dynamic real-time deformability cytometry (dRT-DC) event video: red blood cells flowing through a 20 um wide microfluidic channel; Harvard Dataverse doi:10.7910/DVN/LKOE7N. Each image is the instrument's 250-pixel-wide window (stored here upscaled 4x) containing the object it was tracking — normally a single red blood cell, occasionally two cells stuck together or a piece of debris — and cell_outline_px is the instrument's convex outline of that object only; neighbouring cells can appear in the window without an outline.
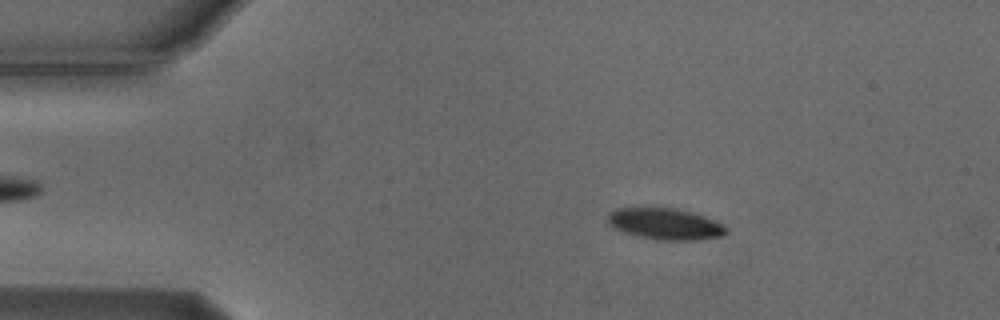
{"species": "Egyptian fruit bat (a non-hibernating species)", "species_latin": "Rousettus aegyptiacus", "temperature_condition": "cold", "stored_images_in_passage": 54, "camera_frame_rate_fps": 3000, "um_per_image_px": 0.085, "animal": {"sex": "male"}, "frame": {"image": 1, "passage_image": 9, "time_ms": 2.667, "image_size_px": [1000, 320], "cell_outline_px": [[728, 232], [720, 236], [696, 240], [664, 240], [640, 236], [624, 232], [612, 228], [608, 224], [608, 216], [616, 208], [676, 208], [692, 212], [704, 216], [728, 228]], "centroid_in_image_um": [56.53, 19.03], "position_along_channel_um": 28.5, "area_um2": 21.33}}
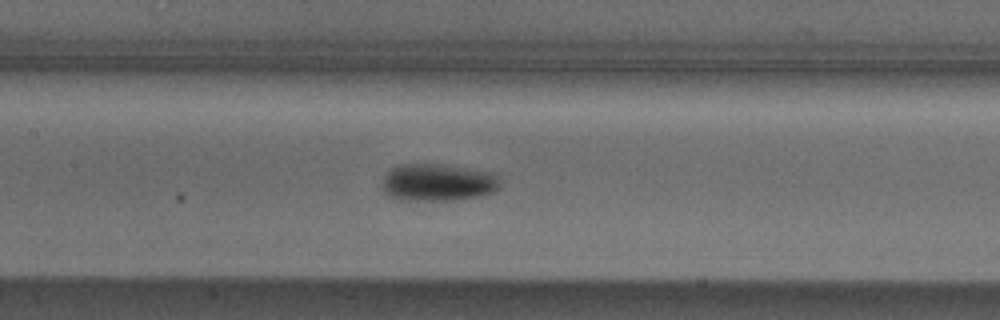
{"frame": {"image": 2, "passage_image": 25, "time_ms": 8.0, "image_size_px": [1000, 320], "cell_outline_px": [[500, 184], [492, 192], [480, 196], [448, 200], [400, 200], [384, 192], [384, 176], [392, 168], [400, 164], [440, 164], [496, 172], [500, 176]], "centroid_in_image_um": [37.26, 15.49], "position_along_channel_um": 170.1, "area_um2": 25.55}}
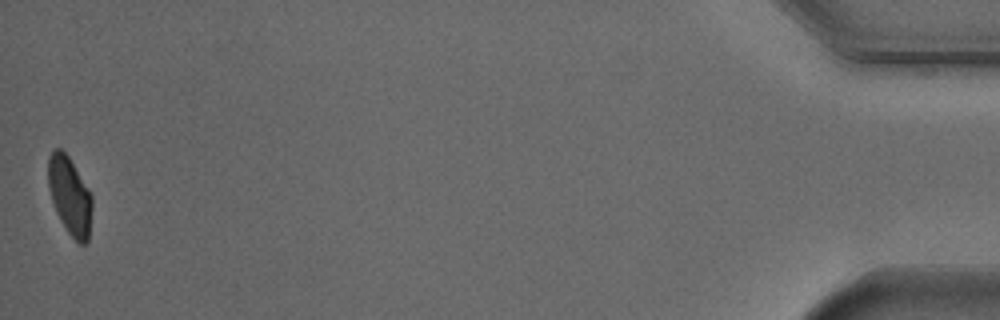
{"frame": {"image": 3, "passage_image": 54, "time_ms": 17.667, "image_size_px": [1000, 320], "cell_outline_px": [[92, 208], [88, 240], [84, 244], [80, 244], [68, 232], [60, 220], [56, 212], [48, 188], [48, 156], [52, 148], [60, 148], [68, 156], [88, 188], [92, 196]], "centroid_in_image_um": [5.92, 16.61], "position_along_channel_um": 429.3, "area_um2": 19.88}, "authors_computed_cell_mechanics": {"area_um2": 22.2819, "velocity_mm_per_s": 3.7228, "shape_relaxation_time_tau1_ms": 3.4666, "shape_relaxation_time_tau2_ms": null, "deformation_change_tau1": 0.1119, "deformation_change_tau2": null}}